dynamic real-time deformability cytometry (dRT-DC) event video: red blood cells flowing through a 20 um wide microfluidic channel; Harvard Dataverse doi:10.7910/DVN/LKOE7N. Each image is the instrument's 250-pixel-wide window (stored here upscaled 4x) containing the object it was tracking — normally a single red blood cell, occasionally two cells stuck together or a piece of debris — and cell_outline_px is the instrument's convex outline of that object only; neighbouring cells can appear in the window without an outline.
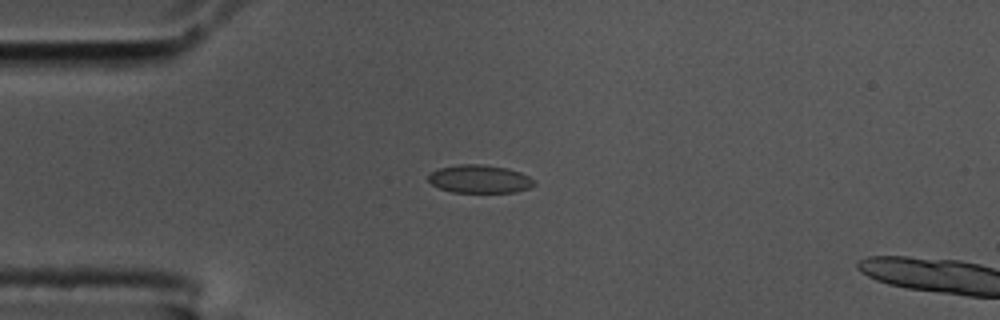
{"species": "common noctule bat (a hibernating species)", "species_latin": "Nyctalus noctula", "temperature_condition": "cold", "stored_images_in_passage": 4, "camera_frame_rate_fps": 3000, "um_per_image_px": 0.085, "animal": {"sex": "male", "body_mass_g": 17.5, "forearm_length_mm": 52.3}, "frame": {"image": 1, "passage_image": 1, "time_ms": 0.0, "image_size_px": [1000, 320], "cell_outline_px": [[536, 184], [528, 188], [516, 192], [452, 192], [440, 188], [432, 184], [428, 180], [428, 176], [432, 172], [440, 168], [460, 164], [484, 164], [508, 168], [520, 172], [536, 180]], "centroid_in_image_um": [40.8, 15.21], "position_along_channel_um": 44.2, "area_um2": 17.34}}